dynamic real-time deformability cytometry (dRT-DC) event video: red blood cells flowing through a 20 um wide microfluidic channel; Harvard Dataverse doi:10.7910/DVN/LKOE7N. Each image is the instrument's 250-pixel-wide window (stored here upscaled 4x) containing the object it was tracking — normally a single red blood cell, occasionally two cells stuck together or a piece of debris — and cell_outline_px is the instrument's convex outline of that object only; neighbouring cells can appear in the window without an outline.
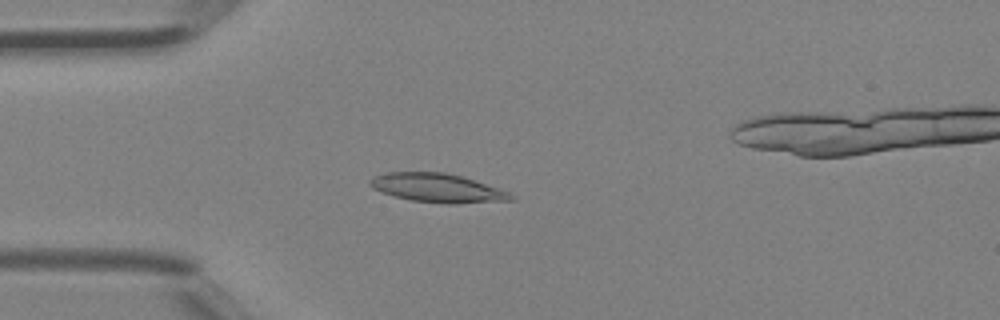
{"species": "Egyptian fruit bat (a non-hibernating species)", "species_latin": "Rousettus aegyptiacus", "temperature_condition": "room temperature", "stored_images_in_passage": 3, "camera_frame_rate_fps": 3000, "um_per_image_px": 0.085, "animal": {"sex": "female"}, "frame": {"image": 1, "passage_image": 2, "time_ms": 0.333, "image_size_px": [1000, 320], "cell_outline_px": [[516, 200], [456, 204], [448, 204], [412, 200], [380, 192], [372, 188], [368, 184], [368, 180], [372, 176], [384, 172], [444, 172], [464, 176], [500, 188], [516, 196]], "centroid_in_image_um": [37.2, 15.97], "position_along_channel_um": 47.8, "area_um2": 24.1}}